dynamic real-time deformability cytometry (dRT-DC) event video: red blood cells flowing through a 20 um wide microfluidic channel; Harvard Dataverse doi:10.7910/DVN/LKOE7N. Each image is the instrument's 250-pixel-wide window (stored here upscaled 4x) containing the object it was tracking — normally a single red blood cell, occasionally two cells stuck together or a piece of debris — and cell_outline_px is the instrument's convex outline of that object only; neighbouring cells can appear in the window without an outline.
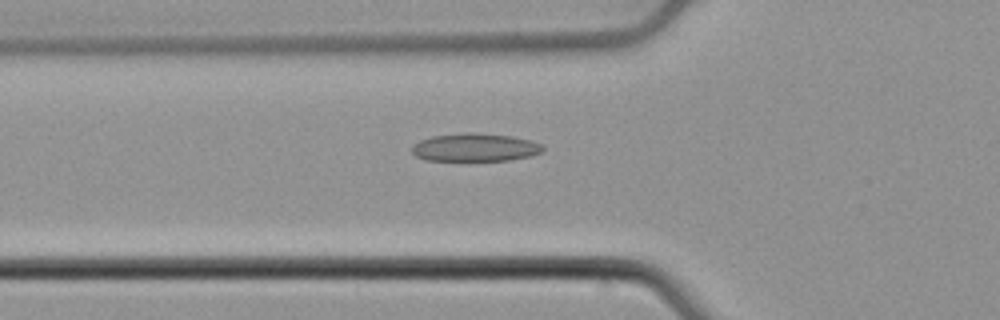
{"species": "common noctule bat (a hibernating species)", "species_latin": "Nyctalus noctula", "temperature_condition": "cold", "stored_images_in_passage": 54, "camera_frame_rate_fps": 3000, "um_per_image_px": 0.085, "animal": {"sex": "male", "body_mass_g": 21.5, "forearm_length_mm": 52.0}, "frame": {"image": 1, "passage_image": 19, "time_ms": 6.0, "image_size_px": [1000, 320], "cell_outline_px": [[544, 152], [532, 156], [508, 160], [424, 160], [416, 156], [412, 152], [412, 148], [420, 140], [432, 136], [464, 132], [476, 132], [512, 136], [532, 140], [544, 144]], "centroid_in_image_um": [40.45, 12.52], "position_along_channel_um": 85.3, "area_um2": 21.62}}
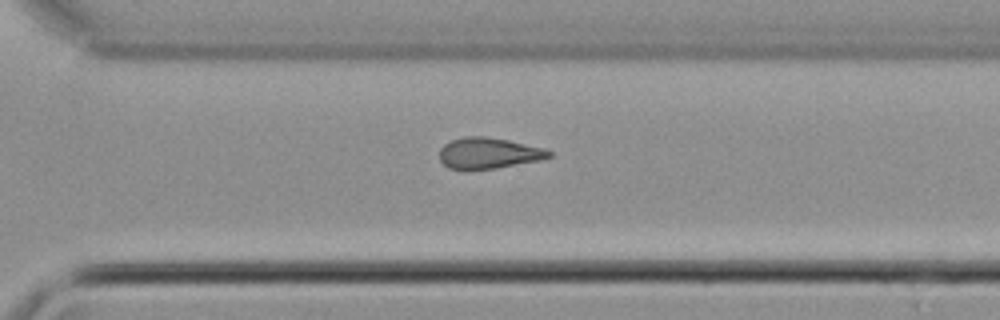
{"frame": {"image": 2, "passage_image": 38, "time_ms": 12.333, "image_size_px": [1000, 320], "cell_outline_px": [[552, 156], [540, 160], [496, 168], [448, 168], [440, 160], [440, 148], [444, 144], [452, 140], [464, 136], [484, 136], [508, 140], [544, 148], [552, 152]], "centroid_in_image_um": [41.54, 13.0], "position_along_channel_um": 329.1, "area_um2": 19.48}}
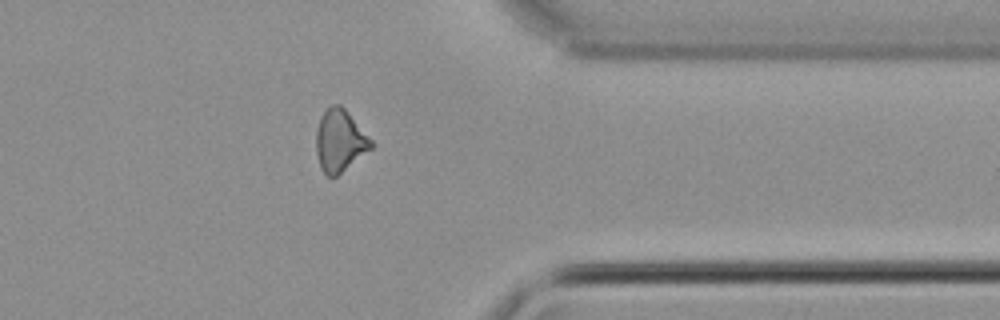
{"frame": {"image": 3, "passage_image": 43, "time_ms": 14.0, "image_size_px": [1000, 320], "cell_outline_px": [[372, 148], [336, 176], [328, 176], [320, 168], [316, 152], [316, 132], [320, 116], [332, 104], [340, 104], [344, 108], [372, 140]], "centroid_in_image_um": [28.86, 11.95], "position_along_channel_um": 382.5, "area_um2": 19.59}, "authors_computed_cell_mechanics": {"area_um2": 20.4612, "velocity_mm_per_s": 3.8407, "shape_relaxation_time_tau1_ms": null, "shape_relaxation_time_tau2_ms": 4.9946, "deformation_change_tau1": null, "deformation_change_tau2": 0.1301}}